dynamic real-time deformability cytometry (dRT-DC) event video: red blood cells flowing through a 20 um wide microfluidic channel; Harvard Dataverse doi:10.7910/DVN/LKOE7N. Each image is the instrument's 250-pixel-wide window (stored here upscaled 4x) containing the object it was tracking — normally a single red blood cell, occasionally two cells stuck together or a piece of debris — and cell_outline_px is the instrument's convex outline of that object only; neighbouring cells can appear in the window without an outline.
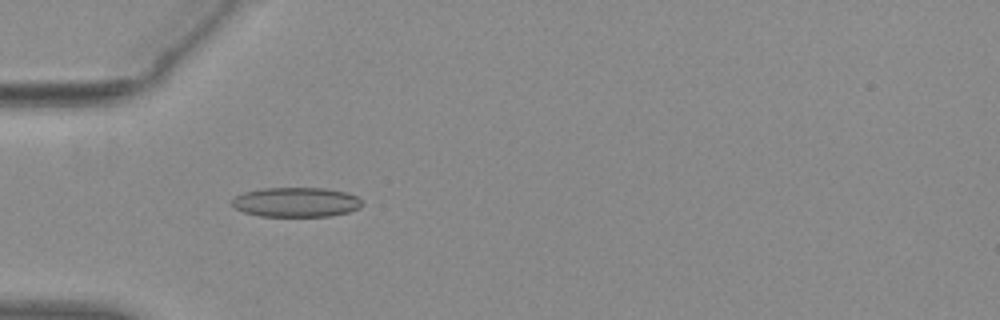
{"species": "common noctule bat (a hibernating species)", "species_latin": "Nyctalus noctula", "temperature_condition": "warm", "stored_images_in_passage": 40, "camera_frame_rate_fps": 3000, "um_per_image_px": 0.085, "animal": {"sex": "female", "body_mass_g": 29.2, "forearm_length_mm": 56.3}, "frame": {"image": 1, "passage_image": 4, "time_ms": 1.0, "image_size_px": [1000, 320], "cell_outline_px": [[364, 204], [360, 208], [348, 212], [328, 216], [260, 216], [244, 212], [236, 208], [232, 204], [232, 200], [236, 196], [244, 192], [264, 188], [324, 188], [348, 192], [356, 196]], "centroid_in_image_um": [25.2, 17.18], "position_along_channel_um": 59.8, "area_um2": 22.43}}
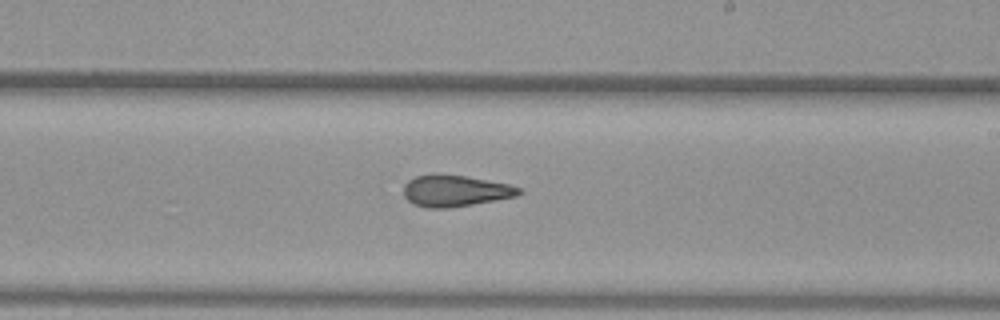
{"frame": {"image": 2, "passage_image": 19, "time_ms": 6.0, "image_size_px": [1000, 320], "cell_outline_px": [[524, 192], [516, 196], [496, 200], [448, 208], [424, 208], [412, 204], [404, 196], [404, 184], [408, 180], [416, 176], [464, 176], [508, 184], [520, 188]], "centroid_in_image_um": [38.69, 16.26], "position_along_channel_um": 250.3, "area_um2": 20.63}}
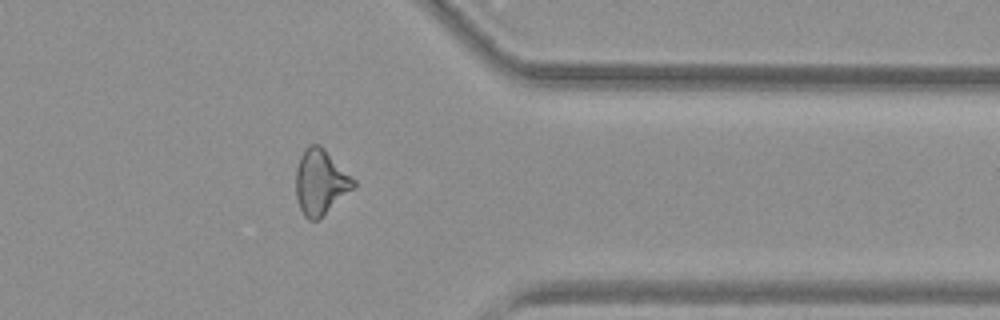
{"frame": {"image": 3, "passage_image": 30, "time_ms": 9.667, "image_size_px": [1000, 320], "cell_outline_px": [[356, 188], [316, 220], [308, 220], [304, 216], [300, 208], [296, 196], [296, 168], [300, 156], [304, 148], [308, 144], [320, 144], [356, 180]], "centroid_in_image_um": [27.25, 15.45], "position_along_channel_um": 384.1, "area_um2": 22.02}, "authors_computed_cell_mechanics": {"area_um2": 21.5305, "velocity_mm_per_s": 3.912, "shape_relaxation_time_tau1_ms": null, "shape_relaxation_time_tau2_ms": 2.5695, "deformation_change_tau1": null, "deformation_change_tau2": 0.1191}}